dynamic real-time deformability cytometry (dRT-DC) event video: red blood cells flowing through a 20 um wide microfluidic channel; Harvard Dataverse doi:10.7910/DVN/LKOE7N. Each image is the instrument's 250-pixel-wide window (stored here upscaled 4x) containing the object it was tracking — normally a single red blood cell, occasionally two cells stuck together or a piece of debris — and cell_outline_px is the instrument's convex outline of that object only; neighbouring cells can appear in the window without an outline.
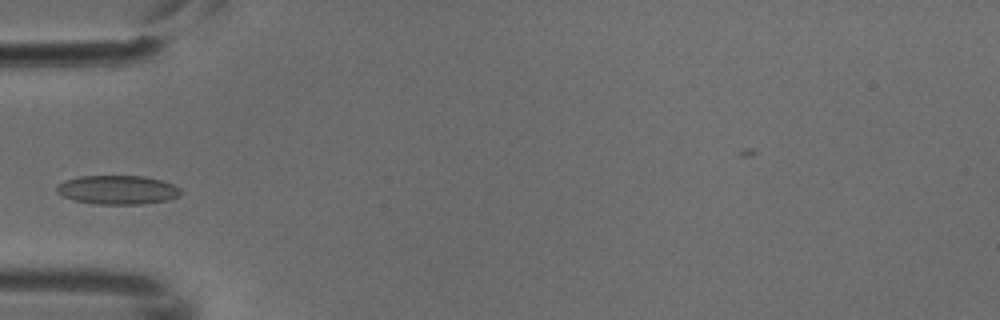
{"species": "common noctule bat (a hibernating species)", "species_latin": "Nyctalus noctula", "temperature_condition": "cold", "stored_images_in_passage": 4, "camera_frame_rate_fps": 3000, "um_per_image_px": 0.085, "animal": {"sex": "male", "body_mass_g": 18.8}, "frame": {"image": 1, "passage_image": 4, "time_ms": 1.0, "image_size_px": [1000, 320], "cell_outline_px": [[180, 192], [176, 196], [168, 200], [140, 204], [96, 204], [72, 200], [56, 192], [56, 188], [64, 180], [80, 176], [144, 176], [160, 180], [172, 184], [180, 188]], "centroid_in_image_um": [9.96, 16.14], "position_along_channel_um": 75.0, "area_um2": 20.75}}